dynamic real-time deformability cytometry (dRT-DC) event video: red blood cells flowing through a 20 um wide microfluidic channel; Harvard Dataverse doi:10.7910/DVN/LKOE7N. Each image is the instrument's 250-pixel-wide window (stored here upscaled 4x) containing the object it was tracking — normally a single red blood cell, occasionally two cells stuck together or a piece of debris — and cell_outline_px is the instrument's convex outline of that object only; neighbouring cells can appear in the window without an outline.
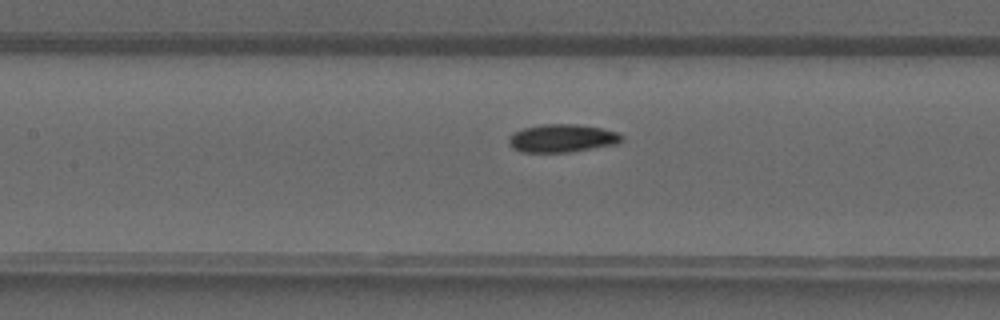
{"species": "common noctule bat (a hibernating species)", "species_latin": "Nyctalus noctula", "temperature_condition": "warm", "stored_images_in_passage": 32, "camera_frame_rate_fps": 3000, "um_per_image_px": 0.085, "animal": {"sex": "male", "forearm_length_mm": 52.5}, "frame": {"image": 1, "passage_image": 10, "time_ms": 3.0, "image_size_px": [1000, 320], "cell_outline_px": [[624, 140], [620, 144], [568, 152], [520, 152], [512, 148], [508, 140], [508, 136], [524, 128], [540, 124], [576, 124], [604, 128], [620, 132], [624, 136]], "centroid_in_image_um": [47.85, 11.75], "position_along_channel_um": 159.5, "area_um2": 18.79}}
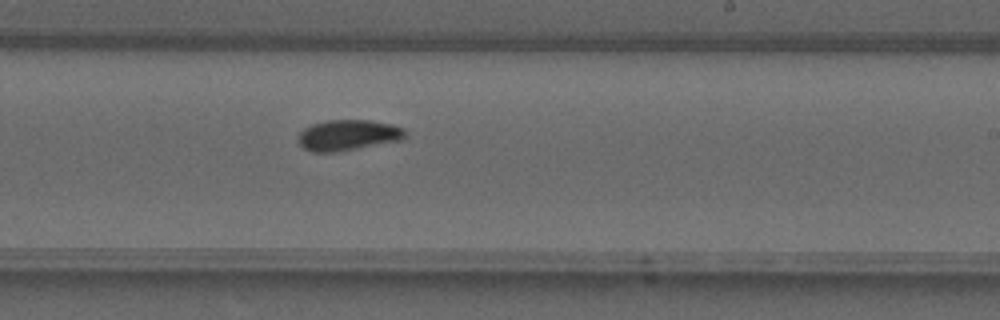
{"frame": {"image": 2, "passage_image": 16, "time_ms": 5.0, "image_size_px": [1000, 320], "cell_outline_px": [[404, 140], [336, 152], [312, 152], [304, 148], [296, 140], [296, 136], [304, 128], [312, 124], [328, 120], [372, 120], [392, 124], [404, 128]], "centroid_in_image_um": [29.56, 11.49], "position_along_channel_um": 259.4, "area_um2": 19.36}}
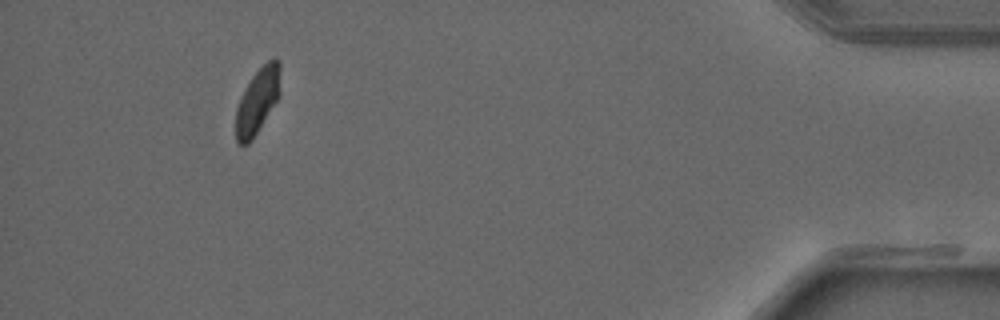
{"frame": {"image": 3, "passage_image": 29, "time_ms": 9.333, "image_size_px": [1000, 320], "cell_outline_px": [[280, 92], [276, 100], [252, 140], [248, 144], [240, 144], [236, 140], [236, 108], [252, 76], [268, 60], [276, 56], [280, 64]], "centroid_in_image_um": [21.9, 8.55], "position_along_channel_um": 413.3, "area_um2": 16.53}}